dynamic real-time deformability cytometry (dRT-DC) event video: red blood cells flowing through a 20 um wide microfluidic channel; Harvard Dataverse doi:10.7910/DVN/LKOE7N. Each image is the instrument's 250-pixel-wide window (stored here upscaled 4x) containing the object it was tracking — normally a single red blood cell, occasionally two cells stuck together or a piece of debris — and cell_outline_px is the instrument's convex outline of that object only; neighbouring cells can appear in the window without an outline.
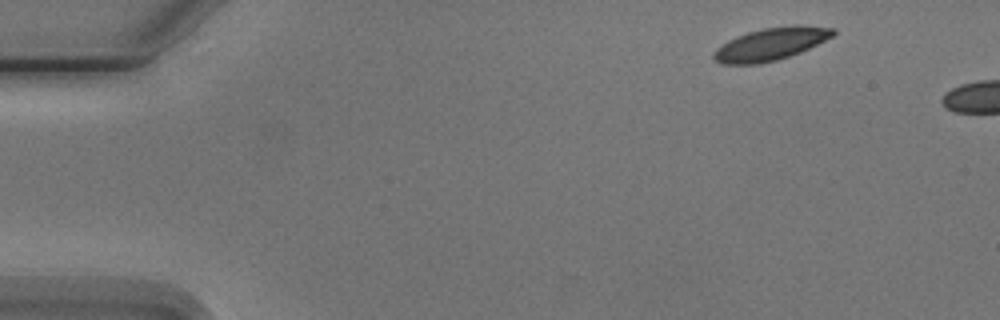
{"species": "Egyptian fruit bat (a non-hibernating species)", "species_latin": "Rousettus aegyptiacus", "temperature_condition": "cold", "stored_images_in_passage": 2, "camera_frame_rate_fps": 3000, "um_per_image_px": 0.085, "animal": {"sex": "male"}, "frame": {"image": 1, "passage_image": 1, "time_ms": 0.0, "image_size_px": [1000, 320], "cell_outline_px": [[836, 32], [832, 36], [800, 52], [776, 60], [760, 64], [720, 64], [712, 56], [712, 52], [716, 48], [728, 40], [736, 36], [748, 32], [764, 28], [792, 24], [800, 24], [836, 28]], "centroid_in_image_um": [65.5, 3.73], "position_along_channel_um": 19.5, "area_um2": 22.72}}